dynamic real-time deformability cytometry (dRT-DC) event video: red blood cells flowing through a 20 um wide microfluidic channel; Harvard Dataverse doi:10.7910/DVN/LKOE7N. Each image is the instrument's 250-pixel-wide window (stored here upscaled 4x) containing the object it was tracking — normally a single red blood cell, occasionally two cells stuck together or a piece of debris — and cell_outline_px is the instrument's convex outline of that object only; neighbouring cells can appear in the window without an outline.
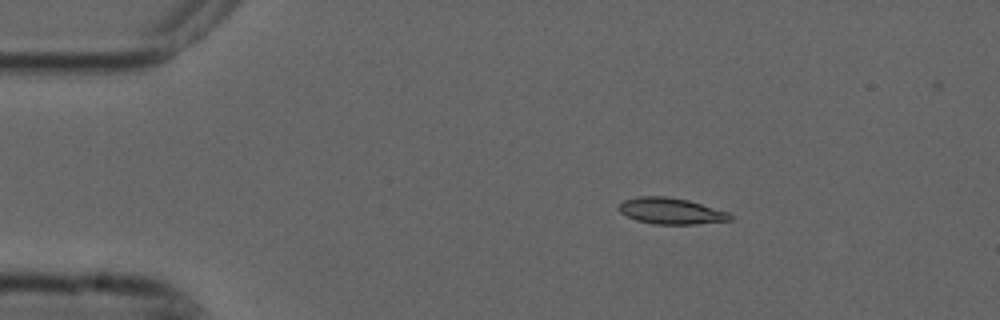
{"species": "common noctule bat (a hibernating species)", "species_latin": "Nyctalus noctula", "temperature_condition": "cold", "stored_images_in_passage": 5, "camera_frame_rate_fps": 3000, "um_per_image_px": 0.085, "animal": {"sex": "male", "forearm_length_mm": 52.5}, "frame": {"image": 1, "passage_image": 2, "time_ms": 0.333, "image_size_px": [1000, 320], "cell_outline_px": [[732, 220], [696, 224], [652, 224], [636, 220], [620, 212], [616, 208], [624, 200], [640, 196], [664, 196], [688, 200], [728, 212], [732, 216]], "centroid_in_image_um": [57.01, 17.94], "position_along_channel_um": 28.0, "area_um2": 16.94}}
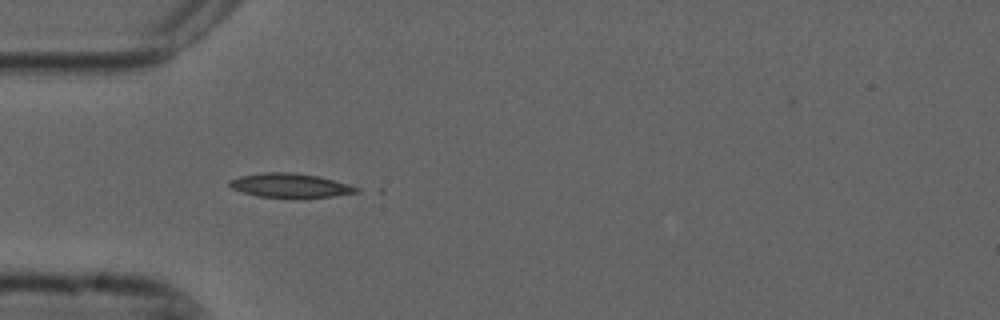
{"frame": {"image": 2, "passage_image": 4, "time_ms": 1.0, "image_size_px": [1000, 320], "cell_outline_px": [[360, 192], [304, 200], [292, 200], [260, 196], [244, 192], [232, 188], [228, 184], [228, 180], [240, 176], [264, 172], [292, 172], [320, 176], [348, 184], [360, 188]], "centroid_in_image_um": [24.71, 15.8], "position_along_channel_um": 60.3, "area_um2": 18.55}}
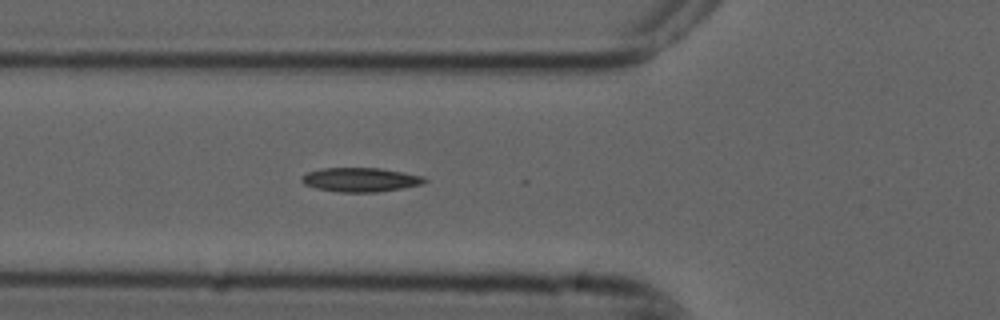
{"frame": {"image": 3, "passage_image": 5, "time_ms": 1.333, "image_size_px": [1000, 320], "cell_outline_px": [[428, 180], [424, 184], [376, 192], [340, 192], [316, 188], [304, 184], [300, 180], [300, 176], [308, 172], [320, 168], [380, 168], [404, 172], [424, 176]], "centroid_in_image_um": [30.64, 15.27], "position_along_channel_um": 95.2, "area_um2": 17.34}}